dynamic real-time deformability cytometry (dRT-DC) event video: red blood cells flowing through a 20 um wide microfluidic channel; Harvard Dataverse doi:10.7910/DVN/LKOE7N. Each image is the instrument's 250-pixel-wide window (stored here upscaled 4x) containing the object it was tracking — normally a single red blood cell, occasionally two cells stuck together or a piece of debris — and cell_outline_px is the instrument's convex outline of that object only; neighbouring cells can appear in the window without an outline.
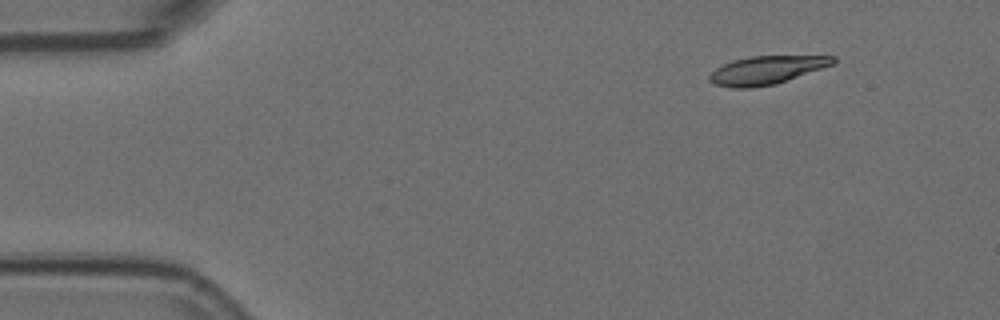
{"species": "Egyptian fruit bat (a non-hibernating species)", "species_latin": "Rousettus aegyptiacus", "temperature_condition": "room temperature", "stored_images_in_passage": 49, "camera_frame_rate_fps": 3000, "um_per_image_px": 0.085, "animal": {"sex": "female"}, "frame": {"image": 1, "passage_image": 1, "time_ms": 0.0, "image_size_px": [1000, 320], "cell_outline_px": [[836, 64], [776, 84], [752, 88], [732, 88], [716, 84], [708, 80], [708, 76], [716, 68], [732, 60], [752, 56], [836, 56]], "centroid_in_image_um": [65.19, 5.96], "position_along_channel_um": 19.8, "area_um2": 20.46}}
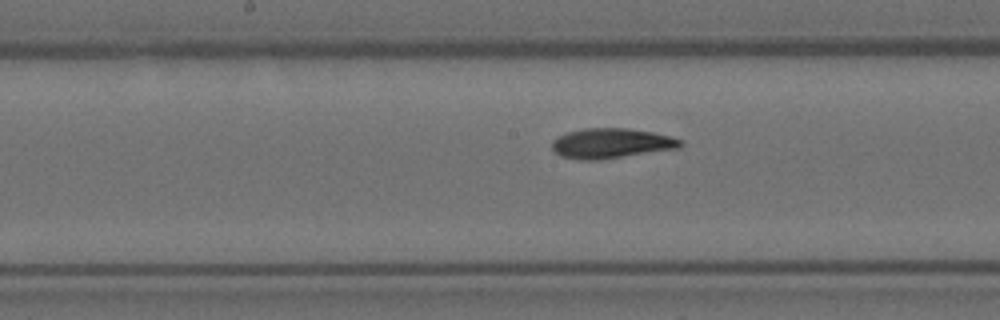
{"frame": {"image": 2, "passage_image": 22, "time_ms": 7.0, "image_size_px": [1000, 320], "cell_outline_px": [[684, 144], [680, 148], [600, 160], [580, 160], [560, 156], [552, 152], [552, 140], [556, 136], [564, 132], [584, 128], [628, 128], [652, 132], [672, 136], [684, 140]], "centroid_in_image_um": [51.94, 12.18], "position_along_channel_um": 196.3, "area_um2": 23.0}}
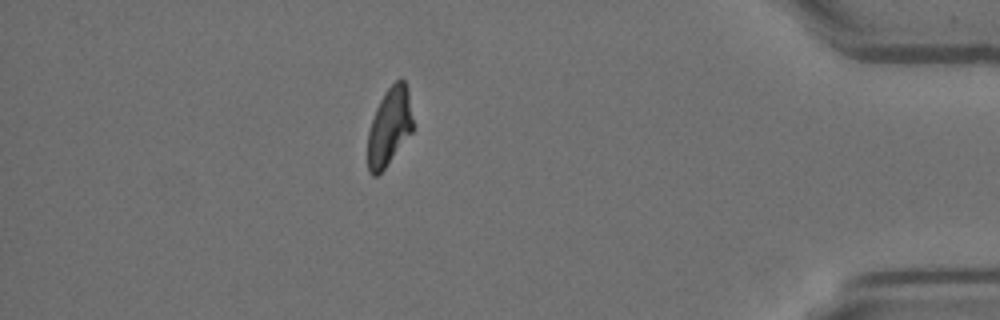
{"frame": {"image": 3, "passage_image": 42, "time_ms": 13.667, "image_size_px": [1000, 320], "cell_outline_px": [[412, 132], [384, 168], [376, 176], [372, 176], [368, 172], [368, 132], [376, 108], [384, 92], [400, 76], [404, 80], [408, 88], [412, 120]], "centroid_in_image_um": [33.09, 10.74], "position_along_channel_um": 402.1, "area_um2": 20.29}, "authors_computed_cell_mechanics": {"area_um2": 21.7328, "velocity_mm_per_s": 3.765, "shape_relaxation_time_tau1_ms": 6.7605, "shape_relaxation_time_tau2_ms": 2.5907, "deformation_change_tau1": 0.2168, "deformation_change_tau2": 0.0867}}